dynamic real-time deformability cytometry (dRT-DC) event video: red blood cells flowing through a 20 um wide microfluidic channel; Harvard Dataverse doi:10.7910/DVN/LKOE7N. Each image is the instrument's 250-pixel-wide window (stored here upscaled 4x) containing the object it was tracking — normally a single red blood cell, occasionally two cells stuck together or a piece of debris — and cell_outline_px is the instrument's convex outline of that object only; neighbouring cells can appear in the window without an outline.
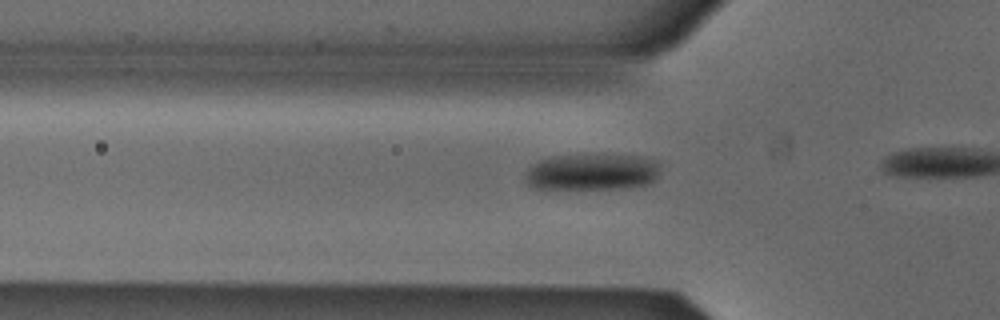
{"species": "Egyptian fruit bat (a non-hibernating species)", "species_latin": "Rousettus aegyptiacus", "temperature_condition": "cold", "stored_images_in_passage": 7, "camera_frame_rate_fps": 3000, "um_per_image_px": 0.085, "animal": {"sex": "male"}, "frame": {"image": 1, "passage_image": 2, "time_ms": 0.333, "image_size_px": [1000, 320], "cell_outline_px": [[660, 164], [656, 176], [648, 184], [620, 188], [532, 188], [524, 180], [524, 176], [528, 168], [532, 164], [540, 160], [552, 156], [596, 152], [640, 156], [652, 160]], "centroid_in_image_um": [50.27, 14.56], "position_along_channel_um": 75.5, "area_um2": 29.3}}
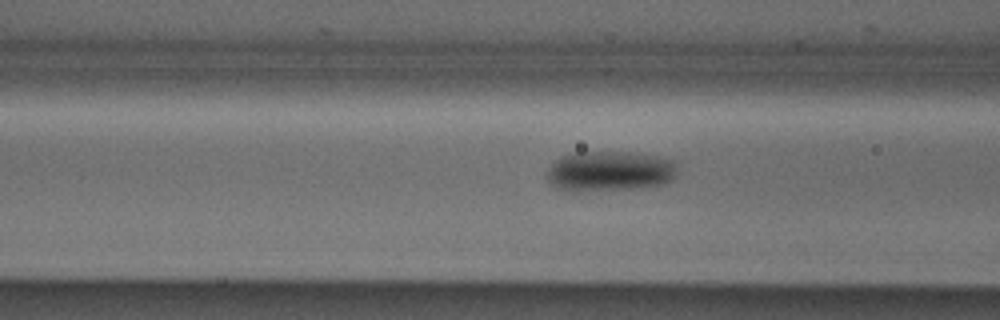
{"frame": {"image": 2, "passage_image": 5, "time_ms": 1.333, "image_size_px": [1000, 320], "cell_outline_px": [[676, 176], [664, 184], [628, 188], [572, 192], [556, 188], [548, 180], [548, 168], [560, 156], [576, 152], [628, 152], [656, 156], [676, 160]], "centroid_in_image_um": [51.81, 14.54], "position_along_channel_um": 114.8, "area_um2": 30.52}}